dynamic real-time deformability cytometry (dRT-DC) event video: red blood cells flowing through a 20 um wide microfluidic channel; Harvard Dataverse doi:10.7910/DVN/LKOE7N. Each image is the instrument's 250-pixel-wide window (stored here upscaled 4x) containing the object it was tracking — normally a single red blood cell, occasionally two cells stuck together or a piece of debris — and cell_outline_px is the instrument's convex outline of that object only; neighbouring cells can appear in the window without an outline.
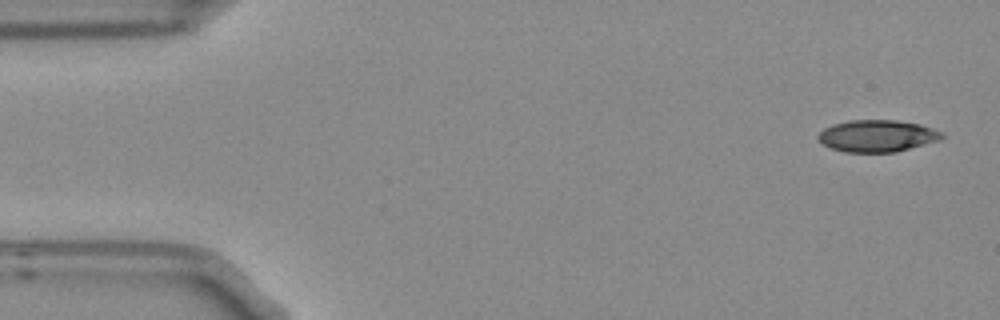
{"species": "Egyptian fruit bat (a non-hibernating species)", "species_latin": "Rousettus aegyptiacus", "temperature_condition": "room temperature", "stored_images_in_passage": 6, "camera_frame_rate_fps": 3000, "um_per_image_px": 0.085, "frame": {"image": 1, "passage_image": 1, "time_ms": 0.0, "image_size_px": [1000, 320], "cell_outline_px": [[944, 136], [940, 140], [896, 152], [844, 152], [832, 148], [824, 144], [816, 136], [824, 128], [832, 124], [848, 120], [896, 120], [920, 124], [932, 128], [940, 132]], "centroid_in_image_um": [74.55, 11.55], "position_along_channel_um": 10.4, "area_um2": 22.95}}
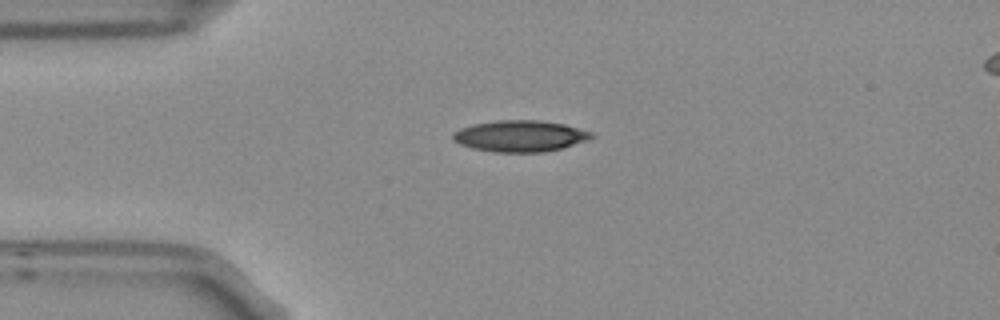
{"frame": {"image": 2, "passage_image": 4, "time_ms": 1.0, "image_size_px": [1000, 320], "cell_outline_px": [[592, 136], [584, 140], [560, 148], [540, 152], [496, 152], [472, 148], [460, 144], [452, 140], [452, 132], [460, 128], [472, 124], [496, 120], [540, 120], [564, 124], [592, 132]], "centroid_in_image_um": [44.11, 11.55], "position_along_channel_um": 40.9, "area_um2": 25.03}}